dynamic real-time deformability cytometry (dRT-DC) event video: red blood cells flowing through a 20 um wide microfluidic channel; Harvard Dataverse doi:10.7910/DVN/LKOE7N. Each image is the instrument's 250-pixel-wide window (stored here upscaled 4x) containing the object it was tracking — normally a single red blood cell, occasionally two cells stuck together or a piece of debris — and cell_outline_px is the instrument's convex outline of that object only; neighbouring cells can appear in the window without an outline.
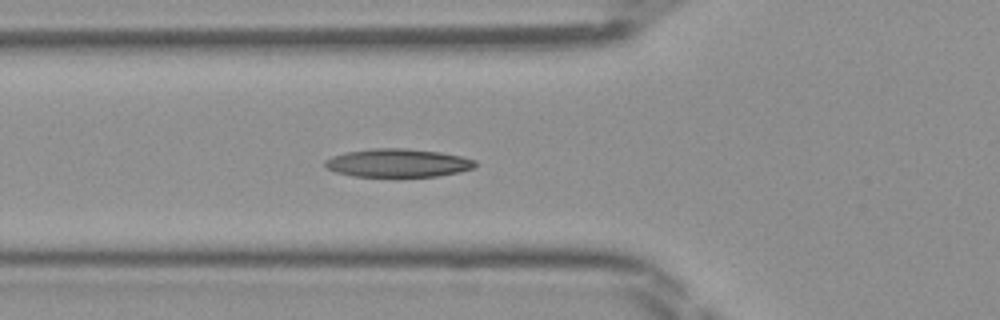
{"species": "Egyptian fruit bat (a non-hibernating species)", "species_latin": "Rousettus aegyptiacus", "temperature_condition": "room temperature", "stored_images_in_passage": 32, "camera_frame_rate_fps": 3000, "um_per_image_px": 0.085, "frame": {"image": 1, "passage_image": 2, "time_ms": 0.333, "image_size_px": [1000, 320], "cell_outline_px": [[476, 164], [472, 168], [460, 172], [436, 176], [352, 176], [336, 172], [328, 168], [324, 164], [324, 160], [332, 156], [348, 152], [372, 148], [404, 148], [440, 152], [460, 156], [476, 160]], "centroid_in_image_um": [33.81, 13.84], "position_along_channel_um": 92.0, "area_um2": 24.57}}
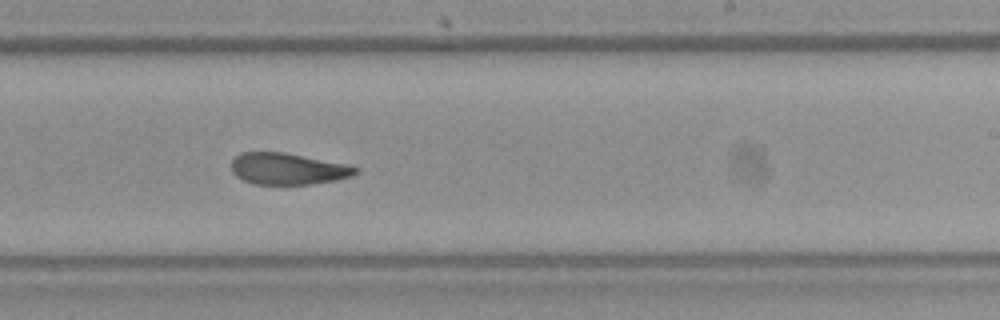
{"frame": {"image": 2, "passage_image": 14, "time_ms": 4.333, "image_size_px": [1000, 320], "cell_outline_px": [[356, 172], [352, 176], [336, 180], [312, 184], [256, 184], [244, 180], [236, 176], [232, 172], [232, 160], [240, 152], [284, 152], [348, 164], [356, 168]], "centroid_in_image_um": [24.45, 14.34], "position_along_channel_um": 264.5, "area_um2": 22.72}}
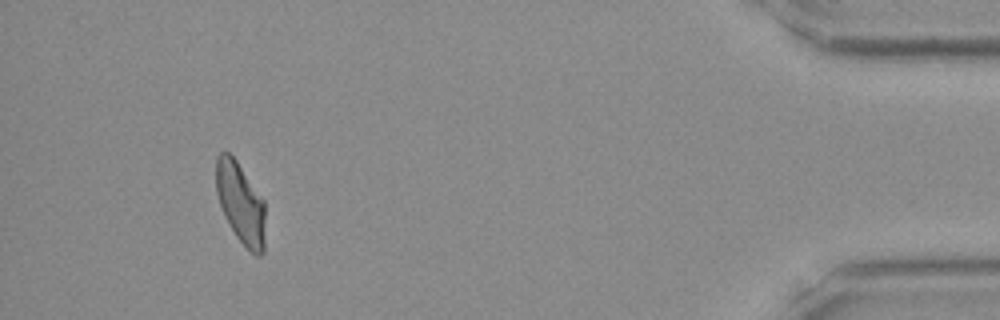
{"frame": {"image": 3, "passage_image": 29, "time_ms": 9.333, "image_size_px": [1000, 320], "cell_outline_px": [[264, 252], [260, 256], [256, 256], [236, 236], [228, 224], [224, 216], [216, 192], [216, 156], [220, 152], [228, 152], [236, 160], [264, 200]], "centroid_in_image_um": [20.44, 17.26], "position_along_channel_um": 414.8, "area_um2": 23.06}}